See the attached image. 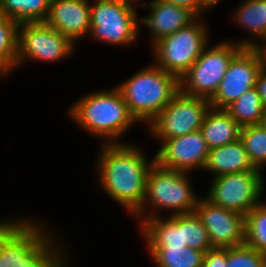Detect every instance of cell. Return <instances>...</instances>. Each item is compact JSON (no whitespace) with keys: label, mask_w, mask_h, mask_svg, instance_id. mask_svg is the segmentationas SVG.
Segmentation results:
<instances>
[{"label":"cell","mask_w":266,"mask_h":267,"mask_svg":"<svg viewBox=\"0 0 266 267\" xmlns=\"http://www.w3.org/2000/svg\"><path fill=\"white\" fill-rule=\"evenodd\" d=\"M97 172L101 189L133 216L142 206L147 177L155 158L150 161L134 144L101 145Z\"/></svg>","instance_id":"1"},{"label":"cell","mask_w":266,"mask_h":267,"mask_svg":"<svg viewBox=\"0 0 266 267\" xmlns=\"http://www.w3.org/2000/svg\"><path fill=\"white\" fill-rule=\"evenodd\" d=\"M71 105L67 112L71 120L90 135L106 139V144L124 143L119 139L137 123L116 86L90 93Z\"/></svg>","instance_id":"2"},{"label":"cell","mask_w":266,"mask_h":267,"mask_svg":"<svg viewBox=\"0 0 266 267\" xmlns=\"http://www.w3.org/2000/svg\"><path fill=\"white\" fill-rule=\"evenodd\" d=\"M137 122L148 125L179 93V78L154 63L116 85Z\"/></svg>","instance_id":"3"},{"label":"cell","mask_w":266,"mask_h":267,"mask_svg":"<svg viewBox=\"0 0 266 267\" xmlns=\"http://www.w3.org/2000/svg\"><path fill=\"white\" fill-rule=\"evenodd\" d=\"M188 175L154 162L148 173L144 202L132 217L141 224L147 219L148 209L167 210L170 216L193 213L200 197L194 192Z\"/></svg>","instance_id":"4"},{"label":"cell","mask_w":266,"mask_h":267,"mask_svg":"<svg viewBox=\"0 0 266 267\" xmlns=\"http://www.w3.org/2000/svg\"><path fill=\"white\" fill-rule=\"evenodd\" d=\"M202 21L197 17L187 27L156 41L152 45L154 64L180 79L209 43L207 24Z\"/></svg>","instance_id":"5"},{"label":"cell","mask_w":266,"mask_h":267,"mask_svg":"<svg viewBox=\"0 0 266 267\" xmlns=\"http://www.w3.org/2000/svg\"><path fill=\"white\" fill-rule=\"evenodd\" d=\"M207 45L194 64L180 77V92L211 100L219 89L232 58L243 48L226 40Z\"/></svg>","instance_id":"6"},{"label":"cell","mask_w":266,"mask_h":267,"mask_svg":"<svg viewBox=\"0 0 266 267\" xmlns=\"http://www.w3.org/2000/svg\"><path fill=\"white\" fill-rule=\"evenodd\" d=\"M135 4L123 0H94L88 36L110 45L127 46L138 39L140 26Z\"/></svg>","instance_id":"7"},{"label":"cell","mask_w":266,"mask_h":267,"mask_svg":"<svg viewBox=\"0 0 266 267\" xmlns=\"http://www.w3.org/2000/svg\"><path fill=\"white\" fill-rule=\"evenodd\" d=\"M262 171L254 169L216 176L211 180L205 197L212 204L246 216L262 202L264 179Z\"/></svg>","instance_id":"8"},{"label":"cell","mask_w":266,"mask_h":267,"mask_svg":"<svg viewBox=\"0 0 266 267\" xmlns=\"http://www.w3.org/2000/svg\"><path fill=\"white\" fill-rule=\"evenodd\" d=\"M210 100L179 93L147 125L157 140L165 141L201 129Z\"/></svg>","instance_id":"9"},{"label":"cell","mask_w":266,"mask_h":267,"mask_svg":"<svg viewBox=\"0 0 266 267\" xmlns=\"http://www.w3.org/2000/svg\"><path fill=\"white\" fill-rule=\"evenodd\" d=\"M75 47L69 38L45 23L20 24L16 68L29 60L57 62L72 55Z\"/></svg>","instance_id":"10"},{"label":"cell","mask_w":266,"mask_h":267,"mask_svg":"<svg viewBox=\"0 0 266 267\" xmlns=\"http://www.w3.org/2000/svg\"><path fill=\"white\" fill-rule=\"evenodd\" d=\"M261 69L262 62L258 51L254 47H243L232 58L218 91L210 100L211 108L226 109L243 93L256 87Z\"/></svg>","instance_id":"11"},{"label":"cell","mask_w":266,"mask_h":267,"mask_svg":"<svg viewBox=\"0 0 266 267\" xmlns=\"http://www.w3.org/2000/svg\"><path fill=\"white\" fill-rule=\"evenodd\" d=\"M194 212L207 230L213 248H229L245 244L244 215L214 205L201 196Z\"/></svg>","instance_id":"12"},{"label":"cell","mask_w":266,"mask_h":267,"mask_svg":"<svg viewBox=\"0 0 266 267\" xmlns=\"http://www.w3.org/2000/svg\"><path fill=\"white\" fill-rule=\"evenodd\" d=\"M155 162L167 169L191 173L204 168L209 147L201 130L160 142Z\"/></svg>","instance_id":"13"},{"label":"cell","mask_w":266,"mask_h":267,"mask_svg":"<svg viewBox=\"0 0 266 267\" xmlns=\"http://www.w3.org/2000/svg\"><path fill=\"white\" fill-rule=\"evenodd\" d=\"M22 218L0 220V259L8 267H19L21 259L49 233L39 220Z\"/></svg>","instance_id":"14"},{"label":"cell","mask_w":266,"mask_h":267,"mask_svg":"<svg viewBox=\"0 0 266 267\" xmlns=\"http://www.w3.org/2000/svg\"><path fill=\"white\" fill-rule=\"evenodd\" d=\"M89 0H51L44 23L74 44L89 34L91 23Z\"/></svg>","instance_id":"15"},{"label":"cell","mask_w":266,"mask_h":267,"mask_svg":"<svg viewBox=\"0 0 266 267\" xmlns=\"http://www.w3.org/2000/svg\"><path fill=\"white\" fill-rule=\"evenodd\" d=\"M148 3L145 2L142 6L149 7L150 13L146 17L139 18L142 20L139 23H142L149 30L152 37L150 46L162 37L187 27L197 18L191 11L181 6L161 0H151Z\"/></svg>","instance_id":"16"},{"label":"cell","mask_w":266,"mask_h":267,"mask_svg":"<svg viewBox=\"0 0 266 267\" xmlns=\"http://www.w3.org/2000/svg\"><path fill=\"white\" fill-rule=\"evenodd\" d=\"M147 247H185L183 244V214L163 217L149 212L139 224Z\"/></svg>","instance_id":"17"},{"label":"cell","mask_w":266,"mask_h":267,"mask_svg":"<svg viewBox=\"0 0 266 267\" xmlns=\"http://www.w3.org/2000/svg\"><path fill=\"white\" fill-rule=\"evenodd\" d=\"M254 169L240 139L233 143L210 149L203 168V170L210 171L213 177L253 171Z\"/></svg>","instance_id":"18"},{"label":"cell","mask_w":266,"mask_h":267,"mask_svg":"<svg viewBox=\"0 0 266 267\" xmlns=\"http://www.w3.org/2000/svg\"><path fill=\"white\" fill-rule=\"evenodd\" d=\"M241 128L225 109L210 108L200 130L212 149L239 140Z\"/></svg>","instance_id":"19"},{"label":"cell","mask_w":266,"mask_h":267,"mask_svg":"<svg viewBox=\"0 0 266 267\" xmlns=\"http://www.w3.org/2000/svg\"><path fill=\"white\" fill-rule=\"evenodd\" d=\"M238 7L233 13L234 21L254 36L255 40L244 38L235 42L242 47H256L257 39L259 42L266 39V0H244Z\"/></svg>","instance_id":"20"},{"label":"cell","mask_w":266,"mask_h":267,"mask_svg":"<svg viewBox=\"0 0 266 267\" xmlns=\"http://www.w3.org/2000/svg\"><path fill=\"white\" fill-rule=\"evenodd\" d=\"M46 234L22 259L19 267H69L67 253L57 235ZM51 235V236H50ZM60 241V242H59ZM59 245V246H58ZM64 251V252H63Z\"/></svg>","instance_id":"21"},{"label":"cell","mask_w":266,"mask_h":267,"mask_svg":"<svg viewBox=\"0 0 266 267\" xmlns=\"http://www.w3.org/2000/svg\"><path fill=\"white\" fill-rule=\"evenodd\" d=\"M51 0H0V15L19 24L44 23Z\"/></svg>","instance_id":"22"},{"label":"cell","mask_w":266,"mask_h":267,"mask_svg":"<svg viewBox=\"0 0 266 267\" xmlns=\"http://www.w3.org/2000/svg\"><path fill=\"white\" fill-rule=\"evenodd\" d=\"M156 267H202L205 252L190 247H147Z\"/></svg>","instance_id":"23"},{"label":"cell","mask_w":266,"mask_h":267,"mask_svg":"<svg viewBox=\"0 0 266 267\" xmlns=\"http://www.w3.org/2000/svg\"><path fill=\"white\" fill-rule=\"evenodd\" d=\"M225 110L241 127L262 123L264 106L256 87L243 93Z\"/></svg>","instance_id":"24"},{"label":"cell","mask_w":266,"mask_h":267,"mask_svg":"<svg viewBox=\"0 0 266 267\" xmlns=\"http://www.w3.org/2000/svg\"><path fill=\"white\" fill-rule=\"evenodd\" d=\"M19 23L0 15V76L16 69Z\"/></svg>","instance_id":"25"},{"label":"cell","mask_w":266,"mask_h":267,"mask_svg":"<svg viewBox=\"0 0 266 267\" xmlns=\"http://www.w3.org/2000/svg\"><path fill=\"white\" fill-rule=\"evenodd\" d=\"M240 140L254 168L263 171L266 167V128L262 124L242 127Z\"/></svg>","instance_id":"26"},{"label":"cell","mask_w":266,"mask_h":267,"mask_svg":"<svg viewBox=\"0 0 266 267\" xmlns=\"http://www.w3.org/2000/svg\"><path fill=\"white\" fill-rule=\"evenodd\" d=\"M245 244L266 255V201L245 216Z\"/></svg>","instance_id":"27"},{"label":"cell","mask_w":266,"mask_h":267,"mask_svg":"<svg viewBox=\"0 0 266 267\" xmlns=\"http://www.w3.org/2000/svg\"><path fill=\"white\" fill-rule=\"evenodd\" d=\"M183 244L204 252L213 249L208 232L195 212L183 214Z\"/></svg>","instance_id":"28"},{"label":"cell","mask_w":266,"mask_h":267,"mask_svg":"<svg viewBox=\"0 0 266 267\" xmlns=\"http://www.w3.org/2000/svg\"><path fill=\"white\" fill-rule=\"evenodd\" d=\"M227 267H266V255L242 244L227 248Z\"/></svg>","instance_id":"29"},{"label":"cell","mask_w":266,"mask_h":267,"mask_svg":"<svg viewBox=\"0 0 266 267\" xmlns=\"http://www.w3.org/2000/svg\"><path fill=\"white\" fill-rule=\"evenodd\" d=\"M202 267H227V248H213L206 251Z\"/></svg>","instance_id":"30"},{"label":"cell","mask_w":266,"mask_h":267,"mask_svg":"<svg viewBox=\"0 0 266 267\" xmlns=\"http://www.w3.org/2000/svg\"><path fill=\"white\" fill-rule=\"evenodd\" d=\"M176 6H181L191 11L196 17H202L209 8L203 0H161ZM205 11V12H204Z\"/></svg>","instance_id":"31"},{"label":"cell","mask_w":266,"mask_h":267,"mask_svg":"<svg viewBox=\"0 0 266 267\" xmlns=\"http://www.w3.org/2000/svg\"><path fill=\"white\" fill-rule=\"evenodd\" d=\"M256 88L261 97L263 106L266 107V70L263 68L258 73Z\"/></svg>","instance_id":"32"},{"label":"cell","mask_w":266,"mask_h":267,"mask_svg":"<svg viewBox=\"0 0 266 267\" xmlns=\"http://www.w3.org/2000/svg\"><path fill=\"white\" fill-rule=\"evenodd\" d=\"M259 45H257L256 47H254L261 58V62H262V68L264 70H266V39L261 41V43H258Z\"/></svg>","instance_id":"33"},{"label":"cell","mask_w":266,"mask_h":267,"mask_svg":"<svg viewBox=\"0 0 266 267\" xmlns=\"http://www.w3.org/2000/svg\"><path fill=\"white\" fill-rule=\"evenodd\" d=\"M222 0H203L204 4L210 9L219 4Z\"/></svg>","instance_id":"34"},{"label":"cell","mask_w":266,"mask_h":267,"mask_svg":"<svg viewBox=\"0 0 266 267\" xmlns=\"http://www.w3.org/2000/svg\"><path fill=\"white\" fill-rule=\"evenodd\" d=\"M261 124L266 128V107H264L263 119Z\"/></svg>","instance_id":"35"},{"label":"cell","mask_w":266,"mask_h":267,"mask_svg":"<svg viewBox=\"0 0 266 267\" xmlns=\"http://www.w3.org/2000/svg\"><path fill=\"white\" fill-rule=\"evenodd\" d=\"M124 2H127V3H130V4H132L133 5V3H135L136 4V2L138 1V0H123ZM141 1V0H140Z\"/></svg>","instance_id":"36"},{"label":"cell","mask_w":266,"mask_h":267,"mask_svg":"<svg viewBox=\"0 0 266 267\" xmlns=\"http://www.w3.org/2000/svg\"><path fill=\"white\" fill-rule=\"evenodd\" d=\"M0 267H8V266L2 261V259H0Z\"/></svg>","instance_id":"37"}]
</instances>
